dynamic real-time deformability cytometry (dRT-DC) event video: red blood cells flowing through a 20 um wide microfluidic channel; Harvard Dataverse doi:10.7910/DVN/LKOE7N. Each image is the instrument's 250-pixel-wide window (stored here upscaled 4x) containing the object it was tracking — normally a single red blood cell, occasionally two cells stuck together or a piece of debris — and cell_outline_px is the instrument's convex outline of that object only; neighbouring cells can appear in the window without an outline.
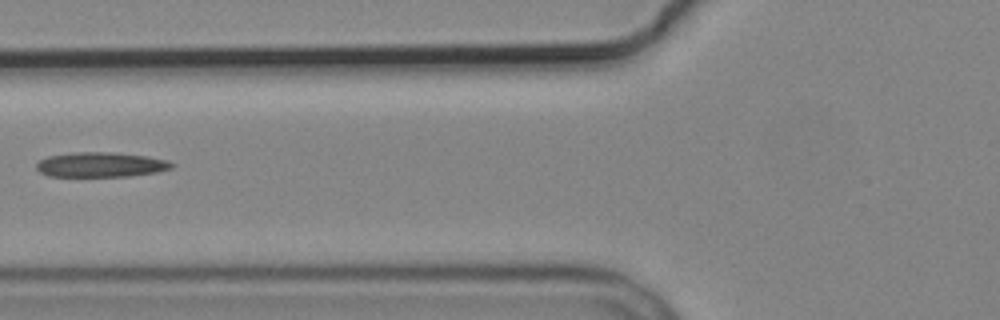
{"species": "common noctule bat (a hibernating species)", "species_latin": "Nyctalus noctula", "temperature_condition": "cold", "stored_images_in_passage": 8, "camera_frame_rate_fps": 3000, "um_per_image_px": 0.085, "animal": {"sex": "male", "body_mass_g": 19.2, "forearm_length_mm": 51.8}, "frame": {"image": 1, "passage_image": 4, "time_ms": 3.667, "image_size_px": [1000, 320], "cell_outline_px": [[176, 164], [172, 168], [156, 172], [128, 176], [48, 176], [40, 172], [36, 168], [36, 164], [40, 160], [48, 156], [76, 152], [112, 152], [144, 156], [168, 160]], "centroid_in_image_um": [8.57, 13.99], "position_along_channel_um": 117.2, "area_um2": 19.48}}
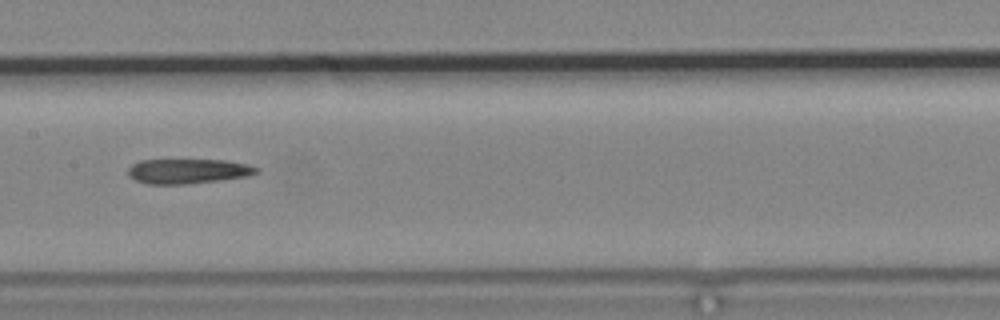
{"frame": {"image": 2, "passage_image": 6, "time_ms": 5.667, "image_size_px": [1000, 320], "cell_outline_px": [[260, 172], [248, 176], [220, 180], [184, 184], [148, 184], [136, 180], [128, 176], [128, 168], [132, 164], [140, 160], [224, 160], [248, 164], [260, 168]], "centroid_in_image_um": [15.99, 14.55], "position_along_channel_um": 191.4, "area_um2": 18.61}}
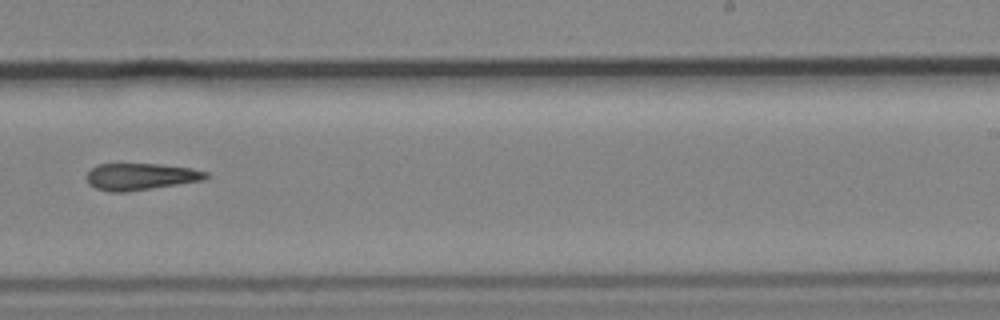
{"frame": {"image": 3, "passage_image": 8, "time_ms": 8.0, "image_size_px": [1000, 320], "cell_outline_px": [[208, 176], [204, 180], [128, 192], [112, 192], [96, 188], [88, 184], [88, 172], [92, 168], [100, 164], [160, 164], [192, 168], [208, 172]], "centroid_in_image_um": [11.98, 15.01], "position_along_channel_um": 277.0, "area_um2": 18.55}}